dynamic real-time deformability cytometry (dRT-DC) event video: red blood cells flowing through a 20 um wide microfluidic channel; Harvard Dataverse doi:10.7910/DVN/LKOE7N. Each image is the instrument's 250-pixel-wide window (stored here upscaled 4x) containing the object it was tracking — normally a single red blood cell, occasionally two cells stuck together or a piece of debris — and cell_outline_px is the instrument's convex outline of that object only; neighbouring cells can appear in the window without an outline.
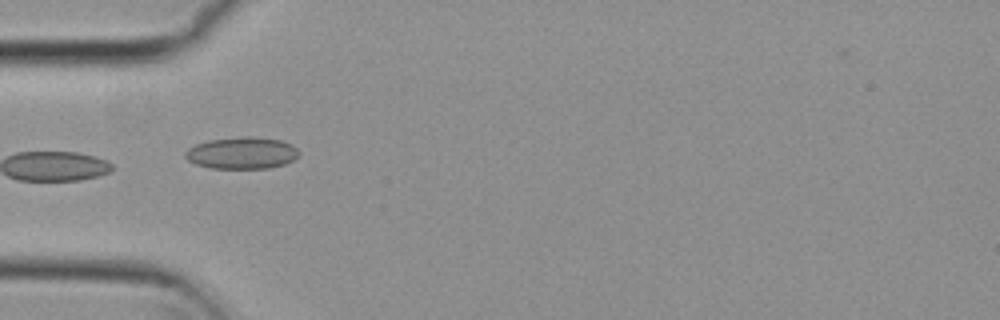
{"species": "common noctule bat (a hibernating species)", "species_latin": "Nyctalus noctula", "temperature_condition": "cold", "stored_images_in_passage": 3, "camera_frame_rate_fps": 3000, "um_per_image_px": 0.085, "animal": {"sex": "female", "body_mass_g": 29.2, "forearm_length_mm": 56.3}, "frame": {"image": 1, "passage_image": 2, "time_ms": 0.333, "image_size_px": [1000, 320], "cell_outline_px": [[300, 152], [292, 160], [284, 164], [268, 168], [208, 168], [196, 164], [188, 160], [184, 156], [184, 152], [188, 148], [196, 144], [208, 140], [248, 136], [252, 136], [280, 140], [292, 144]], "centroid_in_image_um": [20.53, 13.0], "position_along_channel_um": 64.5, "area_um2": 21.04}}